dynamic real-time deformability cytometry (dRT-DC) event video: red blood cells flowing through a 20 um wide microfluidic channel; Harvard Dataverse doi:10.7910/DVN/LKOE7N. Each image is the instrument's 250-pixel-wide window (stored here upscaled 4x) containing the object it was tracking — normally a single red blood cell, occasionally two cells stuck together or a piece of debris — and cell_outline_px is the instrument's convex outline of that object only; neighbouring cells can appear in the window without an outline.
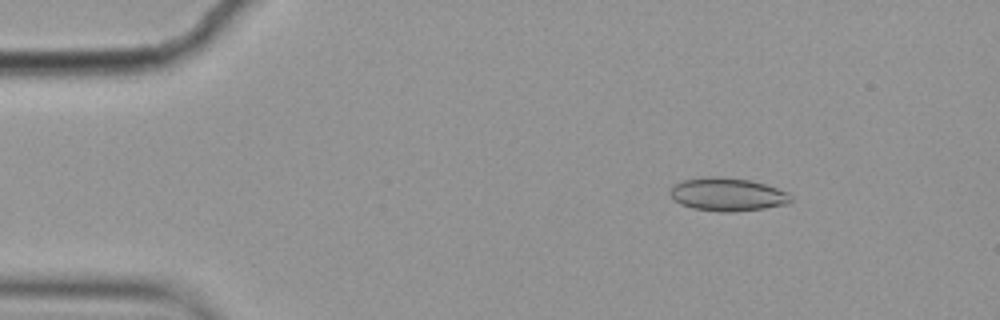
{"species": "common noctule bat (a hibernating species)", "species_latin": "Nyctalus noctula", "temperature_condition": "cold", "stored_images_in_passage": 15, "camera_frame_rate_fps": 3000, "um_per_image_px": 0.085, "animal": {"sex": "female", "body_mass_g": 19.9}, "frame": {"image": 1, "passage_image": 3, "time_ms": 0.667, "image_size_px": [1000, 320], "cell_outline_px": [[792, 200], [788, 204], [764, 208], [736, 212], [720, 212], [692, 208], [680, 204], [668, 192], [680, 180], [704, 176], [716, 176], [752, 180], [788, 192], [792, 196]], "centroid_in_image_um": [61.84, 16.52], "position_along_channel_um": 23.2, "area_um2": 23.52}}
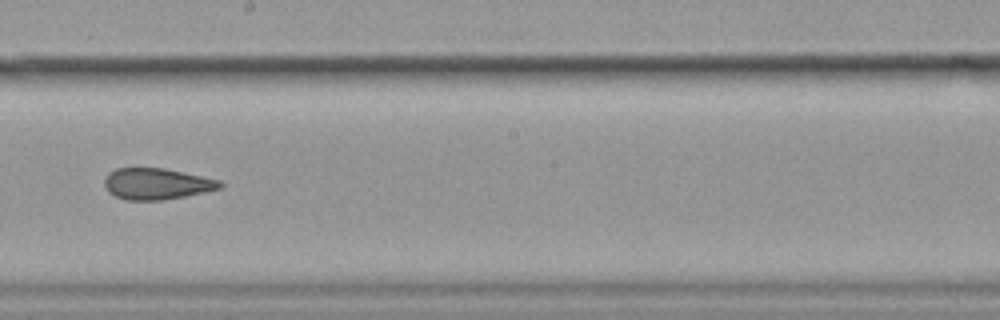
{"frame": {"image": 2, "passage_image": 9, "time_ms": 2.667, "image_size_px": [1000, 320], "cell_outline_px": [[224, 188], [184, 196], [160, 200], [124, 200], [108, 192], [104, 184], [104, 180], [108, 172], [116, 168], [164, 168], [220, 180], [224, 184]], "centroid_in_image_um": [13.31, 15.62], "position_along_channel_um": 234.9, "area_um2": 21.1}}
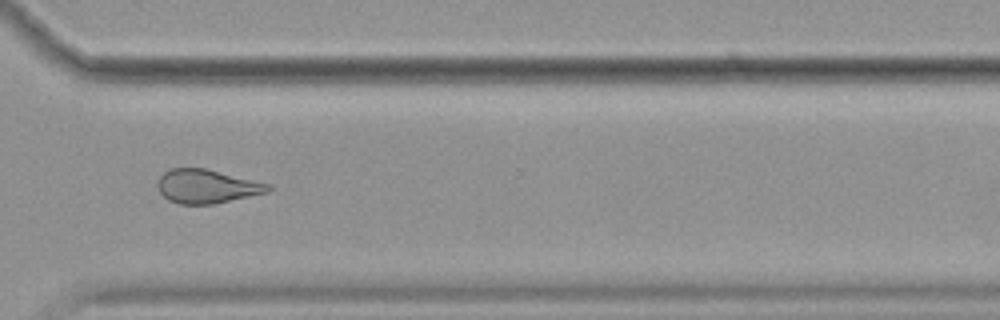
{"frame": {"image": 3, "passage_image": 12, "time_ms": 3.667, "image_size_px": [1000, 320], "cell_outline_px": [[272, 188], [268, 192], [212, 204], [180, 204], [168, 200], [160, 192], [156, 184], [160, 176], [164, 172], [172, 168], [204, 168], [268, 184]], "centroid_in_image_um": [17.52, 15.84], "position_along_channel_um": 353.1, "area_um2": 21.39}}